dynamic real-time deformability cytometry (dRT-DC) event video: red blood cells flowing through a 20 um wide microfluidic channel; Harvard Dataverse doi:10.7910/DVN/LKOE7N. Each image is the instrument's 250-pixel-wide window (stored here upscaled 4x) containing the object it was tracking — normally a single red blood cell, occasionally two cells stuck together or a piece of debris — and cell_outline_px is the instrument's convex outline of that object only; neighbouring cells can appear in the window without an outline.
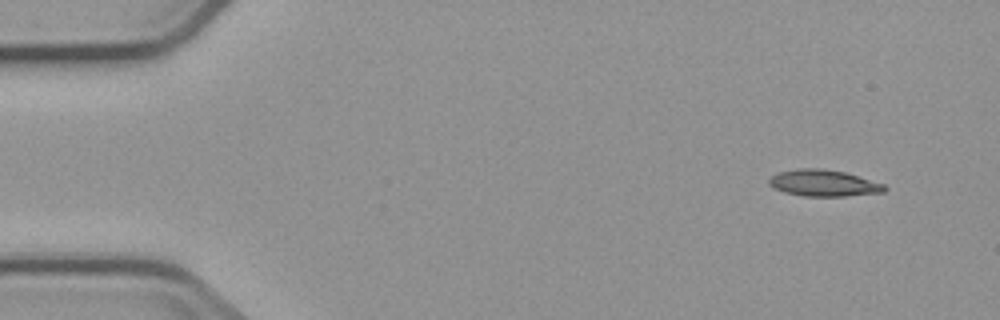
{"species": "common noctule bat (a hibernating species)", "species_latin": "Nyctalus noctula", "temperature_condition": "cold", "stored_images_in_passage": 4, "camera_frame_rate_fps": 3000, "um_per_image_px": 0.085, "animal": {"sex": "male", "body_mass_g": 23.1, "forearm_length_mm": 52.7}, "frame": {"image": 1, "passage_image": 1, "time_ms": 0.0, "image_size_px": [1000, 320], "cell_outline_px": [[888, 188], [884, 192], [844, 196], [804, 196], [784, 192], [768, 184], [768, 180], [772, 176], [780, 172], [800, 168], [820, 168], [844, 172], [884, 184]], "centroid_in_image_um": [70.01, 15.56], "position_along_channel_um": 15.0, "area_um2": 17.63}}
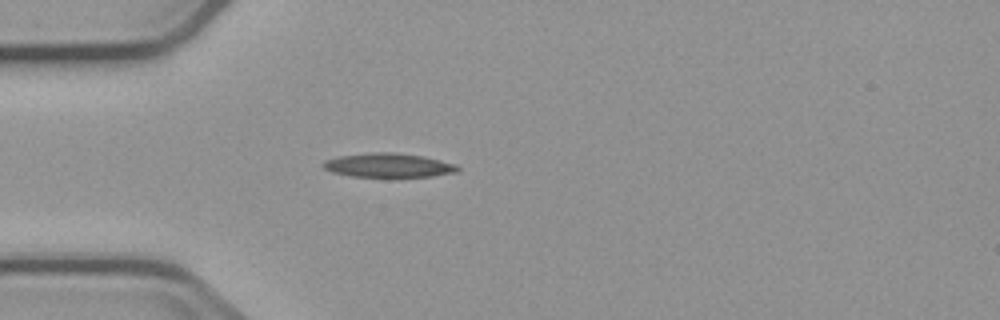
{"frame": {"image": 2, "passage_image": 4, "time_ms": 3.667, "image_size_px": [1000, 320], "cell_outline_px": [[460, 172], [432, 176], [396, 180], [352, 176], [332, 172], [324, 168], [320, 164], [324, 160], [336, 156], [368, 152], [396, 152], [424, 156], [456, 164], [460, 168]], "centroid_in_image_um": [33.03, 14.09], "position_along_channel_um": 52.0, "area_um2": 20.17}}